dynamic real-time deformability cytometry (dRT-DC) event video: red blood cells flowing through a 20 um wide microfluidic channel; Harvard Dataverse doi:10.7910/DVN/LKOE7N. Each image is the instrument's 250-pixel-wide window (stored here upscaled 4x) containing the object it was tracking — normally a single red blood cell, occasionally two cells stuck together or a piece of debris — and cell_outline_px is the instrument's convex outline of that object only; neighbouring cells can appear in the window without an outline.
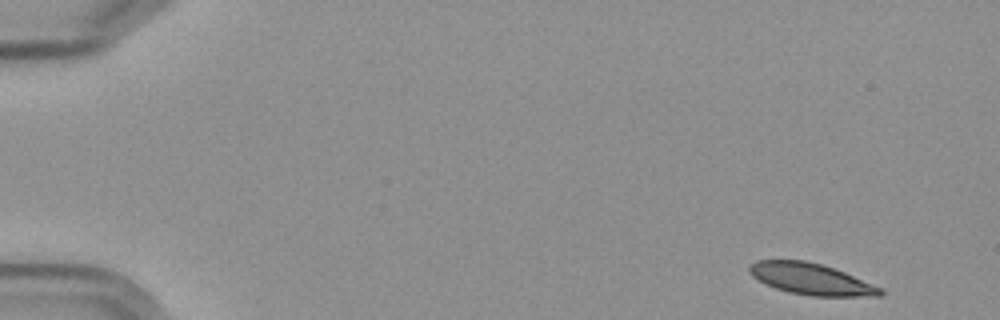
{"species": "Egyptian fruit bat (a non-hibernating species)", "species_latin": "Rousettus aegyptiacus", "temperature_condition": "cold", "stored_images_in_passage": 8, "camera_frame_rate_fps": 3000, "um_per_image_px": 0.085, "frame": {"image": 1, "passage_image": 1, "time_ms": 0.0, "image_size_px": [1000, 320], "cell_outline_px": [[884, 296], [812, 296], [788, 292], [776, 288], [752, 276], [748, 268], [756, 260], [804, 260], [820, 264], [844, 272], [884, 288]], "centroid_in_image_um": [69.0, 23.72], "position_along_channel_um": 16.0, "area_um2": 23.76}}
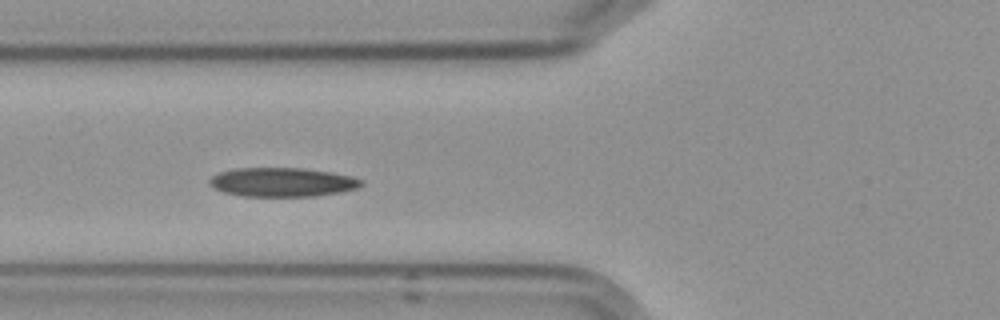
{"frame": {"image": 2, "passage_image": 6, "time_ms": 6.0, "image_size_px": [1000, 320], "cell_outline_px": [[364, 184], [356, 188], [340, 192], [316, 196], [240, 196], [224, 192], [212, 188], [208, 184], [208, 180], [212, 176], [220, 172], [236, 168], [304, 168], [332, 172], [352, 176], [364, 180]], "centroid_in_image_um": [23.99, 15.48], "position_along_channel_um": 101.8, "area_um2": 25.89}}
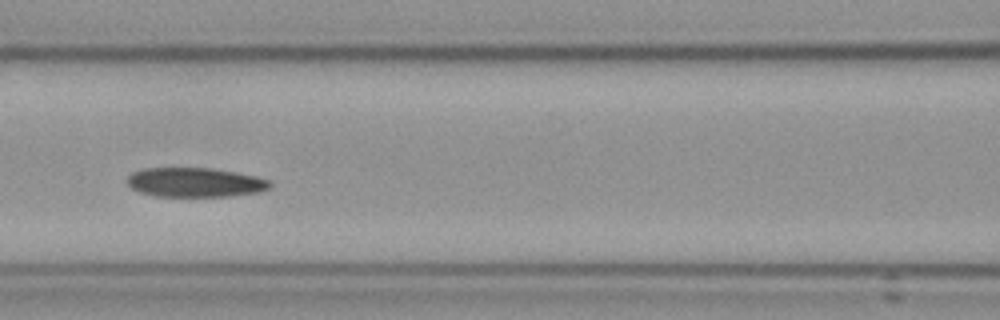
{"frame": {"image": 3, "passage_image": 7, "time_ms": 7.333, "image_size_px": [1000, 320], "cell_outline_px": [[272, 184], [268, 188], [260, 192], [228, 196], [156, 196], [140, 192], [132, 188], [124, 180], [132, 172], [144, 168], [212, 168], [236, 172], [256, 176], [268, 180]], "centroid_in_image_um": [16.55, 15.49], "position_along_channel_um": 150.0, "area_um2": 24.45}}